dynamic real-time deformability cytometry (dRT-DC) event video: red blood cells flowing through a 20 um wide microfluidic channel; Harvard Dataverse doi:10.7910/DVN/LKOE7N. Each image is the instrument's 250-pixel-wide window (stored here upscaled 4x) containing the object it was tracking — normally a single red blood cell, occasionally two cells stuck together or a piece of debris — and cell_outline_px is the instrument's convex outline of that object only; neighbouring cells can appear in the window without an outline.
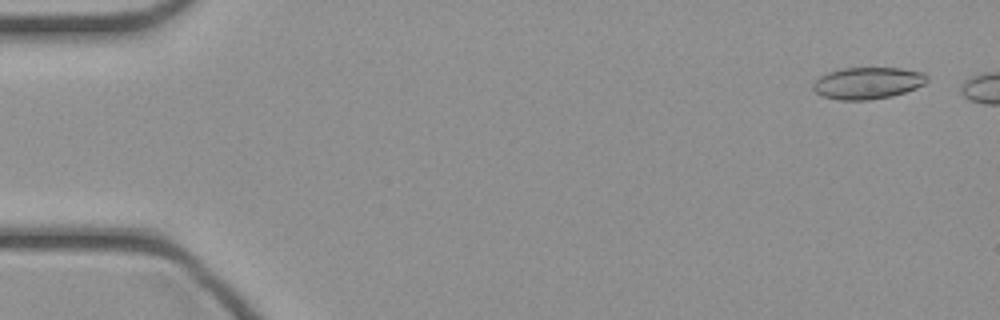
{"species": "common noctule bat (a hibernating species)", "species_latin": "Nyctalus noctula", "temperature_condition": "cold", "stored_images_in_passage": 7, "camera_frame_rate_fps": 3000, "um_per_image_px": 0.085, "animal": {"sex": "female", "body_mass_g": 21.9}, "frame": {"image": 1, "passage_image": 3, "time_ms": 0.667, "image_size_px": [1000, 320], "cell_outline_px": [[928, 80], [924, 84], [916, 88], [892, 96], [868, 100], [840, 100], [820, 96], [812, 88], [812, 84], [820, 76], [828, 72], [844, 68], [900, 68], [924, 72], [928, 76]], "centroid_in_image_um": [73.75, 7.06], "position_along_channel_um": 11.3, "area_um2": 21.21}}